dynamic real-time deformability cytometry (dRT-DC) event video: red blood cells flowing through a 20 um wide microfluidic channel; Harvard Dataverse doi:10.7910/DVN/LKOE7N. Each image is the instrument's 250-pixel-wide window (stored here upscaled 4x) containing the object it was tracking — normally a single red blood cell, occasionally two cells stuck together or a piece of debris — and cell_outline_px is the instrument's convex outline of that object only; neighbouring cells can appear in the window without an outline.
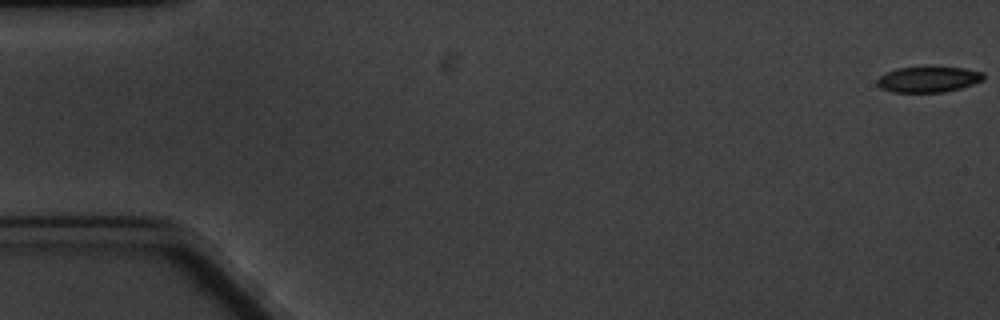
{"species": "common noctule bat (a hibernating species)", "species_latin": "Nyctalus noctula", "temperature_condition": "cold", "stored_images_in_passage": 4, "camera_frame_rate_fps": 3000, "um_per_image_px": 0.085, "animal": {"sex": "male", "body_mass_g": 20.1, "forearm_length_mm": 53.5}, "frame": {"image": 1, "passage_image": 1, "time_ms": 0.0, "image_size_px": [1000, 320], "cell_outline_px": [[984, 80], [960, 88], [944, 92], [892, 92], [880, 88], [876, 84], [876, 80], [880, 76], [896, 68], [932, 64], [964, 68], [984, 72]], "centroid_in_image_um": [78.91, 6.7], "position_along_channel_um": 6.1, "area_um2": 16.7}}